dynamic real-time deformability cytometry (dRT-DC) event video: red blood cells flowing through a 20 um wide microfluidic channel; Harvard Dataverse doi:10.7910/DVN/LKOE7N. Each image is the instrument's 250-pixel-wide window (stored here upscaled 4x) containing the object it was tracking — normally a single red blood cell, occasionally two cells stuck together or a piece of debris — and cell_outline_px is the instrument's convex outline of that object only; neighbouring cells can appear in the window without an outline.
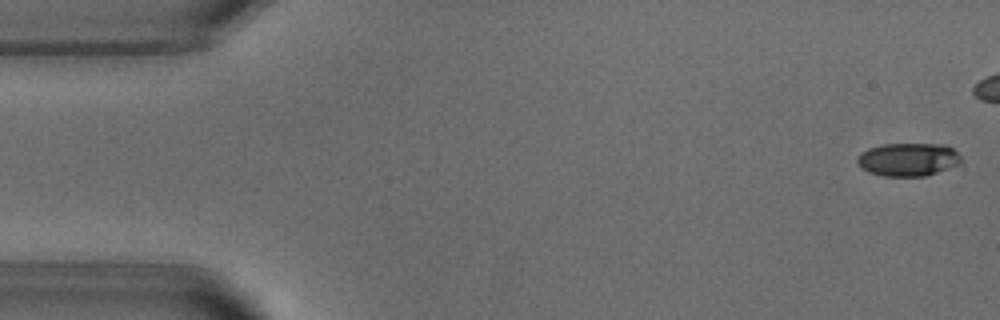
{"species": "common noctule bat (a hibernating species)", "species_latin": "Nyctalus noctula", "temperature_condition": "warm", "stored_images_in_passage": 42, "camera_frame_rate_fps": 3000, "um_per_image_px": 0.085, "animal": {"sex": "male", "body_mass_g": 18.8}, "frame": {"image": 1, "passage_image": 1, "time_ms": 0.0, "image_size_px": [1000, 320], "cell_outline_px": [[960, 160], [956, 164], [936, 172], [924, 176], [884, 176], [868, 172], [860, 168], [856, 160], [860, 152], [868, 148], [884, 144], [944, 144], [952, 148], [960, 156]], "centroid_in_image_um": [77.11, 13.55], "position_along_channel_um": 7.9, "area_um2": 19.88}}
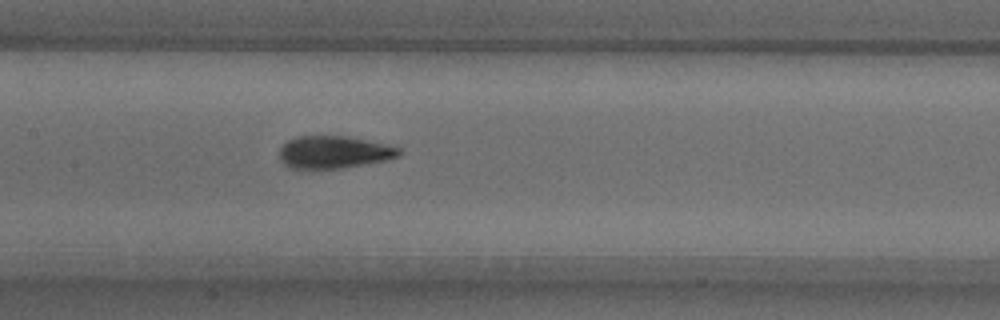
{"frame": {"image": 2, "passage_image": 24, "time_ms": 7.667, "image_size_px": [1000, 320], "cell_outline_px": [[400, 156], [384, 160], [340, 168], [288, 168], [280, 160], [280, 148], [288, 140], [296, 136], [348, 136], [400, 148]], "centroid_in_image_um": [28.33, 12.93], "position_along_channel_um": 179.1, "area_um2": 22.25}}
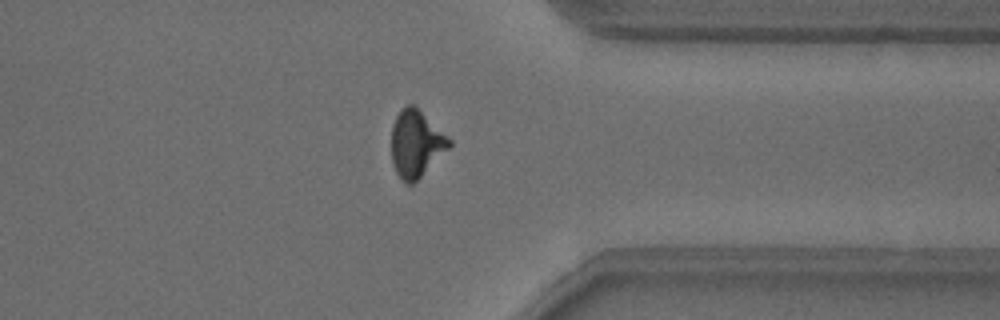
{"frame": {"image": 3, "passage_image": 40, "time_ms": 13.0, "image_size_px": [1000, 320], "cell_outline_px": [[452, 144], [412, 184], [404, 184], [396, 172], [392, 164], [392, 124], [400, 108], [408, 104], [412, 104], [452, 140]], "centroid_in_image_um": [35.33, 12.21], "position_along_channel_um": 376.1, "area_um2": 22.08}}